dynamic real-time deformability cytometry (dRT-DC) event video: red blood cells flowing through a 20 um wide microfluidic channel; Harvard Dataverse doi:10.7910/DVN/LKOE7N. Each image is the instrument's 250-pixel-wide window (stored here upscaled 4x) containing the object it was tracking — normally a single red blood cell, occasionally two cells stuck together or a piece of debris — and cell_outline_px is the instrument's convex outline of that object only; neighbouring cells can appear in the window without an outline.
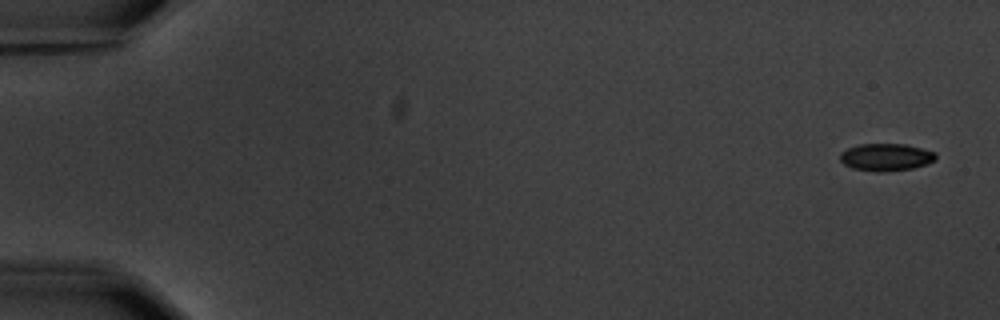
{"species": "common noctule bat (a hibernating species)", "species_latin": "Nyctalus noctula", "temperature_condition": "warm", "stored_images_in_passage": 15, "camera_frame_rate_fps": 3000, "um_per_image_px": 0.085, "animal": {"sex": "male", "body_mass_g": 20.1, "forearm_length_mm": 53.5}, "frame": {"image": 1, "passage_image": 1, "time_ms": 0.0, "image_size_px": [1000, 320], "cell_outline_px": [[936, 160], [928, 164], [912, 168], [884, 172], [876, 172], [852, 168], [844, 164], [840, 160], [840, 152], [848, 148], [860, 144], [904, 144], [936, 152]], "centroid_in_image_um": [75.31, 13.36], "position_along_channel_um": 9.7, "area_um2": 15.32}}
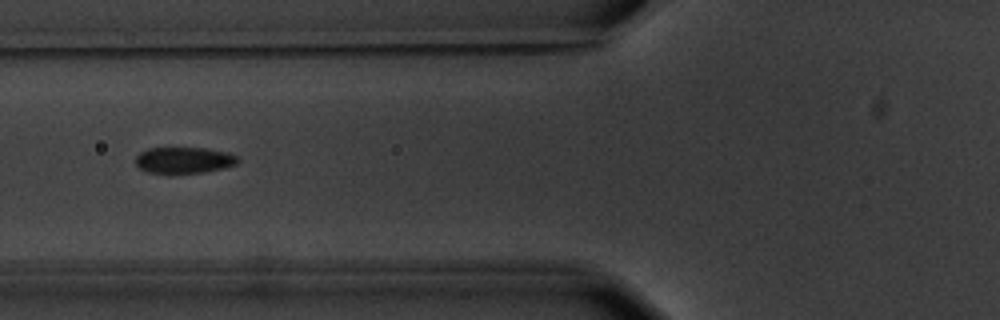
{"frame": {"image": 2, "passage_image": 6, "time_ms": 7.0, "image_size_px": [1000, 320], "cell_outline_px": [[240, 160], [236, 164], [224, 168], [204, 172], [148, 172], [140, 168], [136, 164], [136, 156], [140, 152], [148, 148], [204, 148], [228, 152], [236, 156]], "centroid_in_image_um": [15.66, 13.59], "position_along_channel_um": 110.1, "area_um2": 15.37}}
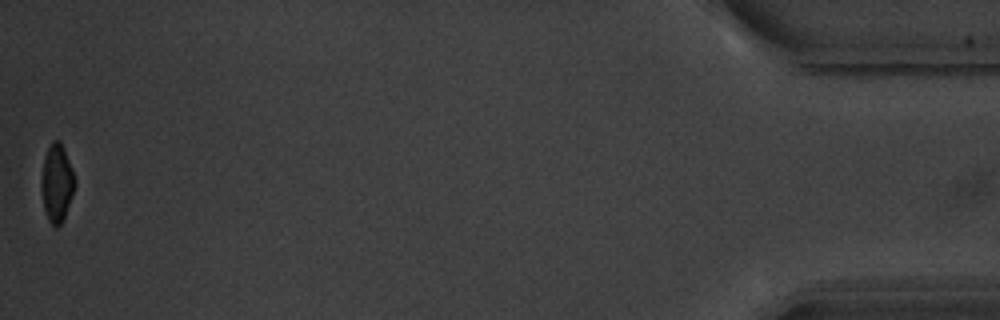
{"frame": {"image": 3, "passage_image": 15, "time_ms": 18.333, "image_size_px": [1000, 320], "cell_outline_px": [[76, 184], [64, 220], [56, 228], [48, 220], [44, 208], [44, 156], [52, 140], [60, 140], [64, 148], [76, 180]], "centroid_in_image_um": [4.89, 15.56], "position_along_channel_um": 430.3, "area_um2": 14.57}, "authors_computed_cell_mechanics": {"area_um2": 16.3574, "velocity_mm_per_s": 3.6021, "shape_relaxation_time_tau1_ms": 2.0546, "shape_relaxation_time_tau2_ms": 0.903, "deformation_change_tau1": 0.1071, "deformation_change_tau2": 0.0401}}